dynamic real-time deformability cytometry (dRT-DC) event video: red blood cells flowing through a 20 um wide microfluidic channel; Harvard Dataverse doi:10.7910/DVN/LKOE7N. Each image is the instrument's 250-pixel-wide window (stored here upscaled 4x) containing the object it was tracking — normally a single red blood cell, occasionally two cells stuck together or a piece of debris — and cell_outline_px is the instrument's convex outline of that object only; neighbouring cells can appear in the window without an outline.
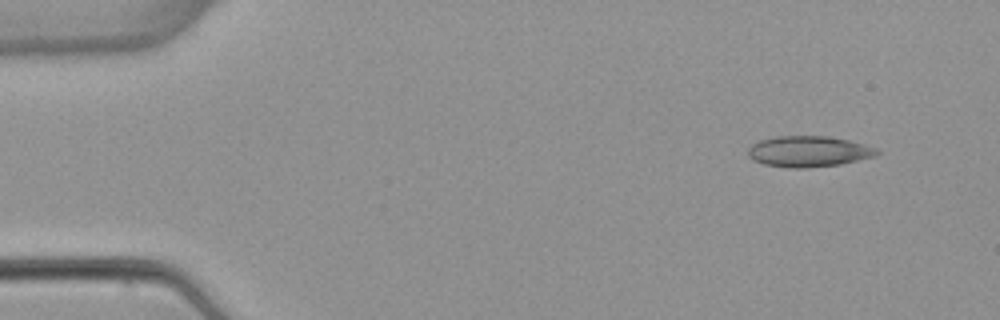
{"species": "common noctule bat (a hibernating species)", "species_latin": "Nyctalus noctula", "temperature_condition": "warm", "stored_images_in_passage": 3, "camera_frame_rate_fps": 3000, "um_per_image_px": 0.085, "animal": {"sex": "female", "body_mass_g": 22.7, "forearm_length_mm": 54.2}, "frame": {"image": 1, "passage_image": 1, "time_ms": 0.0, "image_size_px": [1000, 320], "cell_outline_px": [[880, 152], [876, 156], [840, 164], [804, 168], [788, 168], [764, 164], [752, 160], [748, 156], [748, 148], [756, 140], [776, 136], [828, 136], [848, 140], [864, 144], [876, 148]], "centroid_in_image_um": [68.69, 12.87], "position_along_channel_um": 16.3, "area_um2": 23.35}}
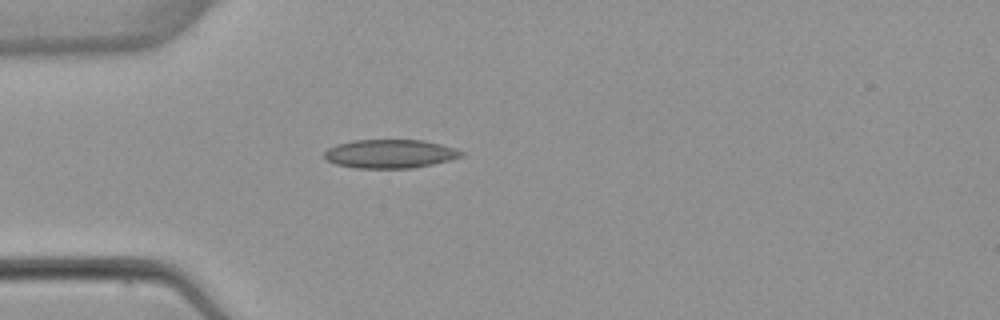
{"frame": {"image": 2, "passage_image": 3, "time_ms": 3.333, "image_size_px": [1000, 320], "cell_outline_px": [[464, 156], [432, 164], [412, 168], [356, 168], [336, 164], [328, 160], [324, 156], [324, 152], [328, 148], [336, 144], [352, 140], [424, 140], [456, 148], [464, 152]], "centroid_in_image_um": [33.16, 13.07], "position_along_channel_um": 51.8, "area_um2": 22.89}}